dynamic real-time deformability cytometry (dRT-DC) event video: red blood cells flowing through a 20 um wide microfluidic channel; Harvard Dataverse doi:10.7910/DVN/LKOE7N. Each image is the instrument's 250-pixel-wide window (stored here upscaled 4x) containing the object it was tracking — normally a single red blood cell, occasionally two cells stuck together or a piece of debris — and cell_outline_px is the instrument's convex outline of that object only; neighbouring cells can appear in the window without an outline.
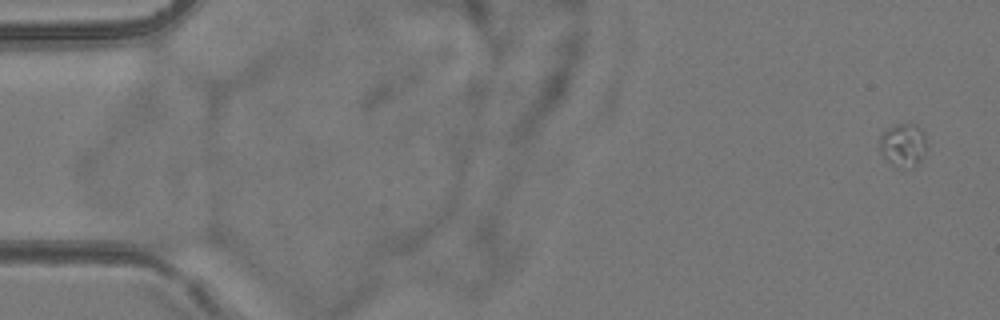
{"species": "common noctule bat (a hibernating species)", "species_latin": "Nyctalus noctula", "temperature_condition": "room temperature", "stored_images_in_passage": 8, "camera_frame_rate_fps": 3000, "um_per_image_px": 0.085, "animal": {"sex": "female", "body_mass_g": 24.6, "forearm_length_mm": 56.2}, "frame": {"image": 1, "passage_image": 1, "time_ms": 0.0, "image_size_px": [1000, 320], "cell_outline_px": [[924, 156], [920, 160], [900, 168], [896, 168], [880, 152], [880, 132], [888, 128], [900, 124], [912, 124], [920, 128], [924, 132]], "centroid_in_image_um": [76.71, 12.29], "position_along_channel_um": 8.3, "area_um2": 11.39}}
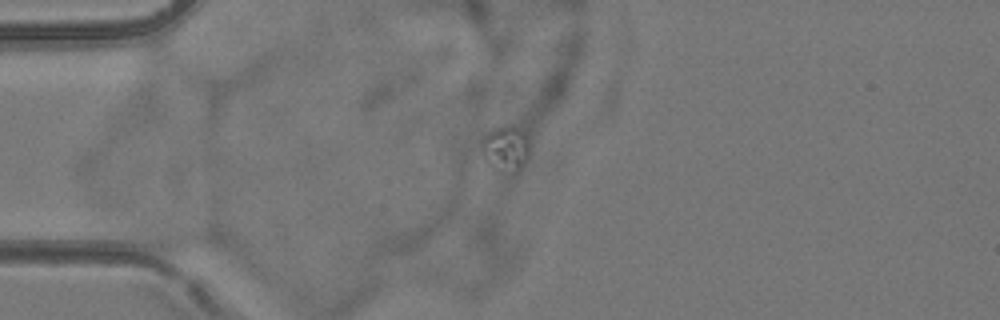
{"frame": {"image": 2, "passage_image": 5, "time_ms": 4.333, "image_size_px": [1000, 320], "cell_outline_px": [[528, 160], [516, 172], [492, 168], [484, 156], [484, 136], [488, 132], [504, 124], [520, 132], [528, 140]], "centroid_in_image_um": [43.0, 12.64], "position_along_channel_um": 42.0, "area_um2": 11.91}}